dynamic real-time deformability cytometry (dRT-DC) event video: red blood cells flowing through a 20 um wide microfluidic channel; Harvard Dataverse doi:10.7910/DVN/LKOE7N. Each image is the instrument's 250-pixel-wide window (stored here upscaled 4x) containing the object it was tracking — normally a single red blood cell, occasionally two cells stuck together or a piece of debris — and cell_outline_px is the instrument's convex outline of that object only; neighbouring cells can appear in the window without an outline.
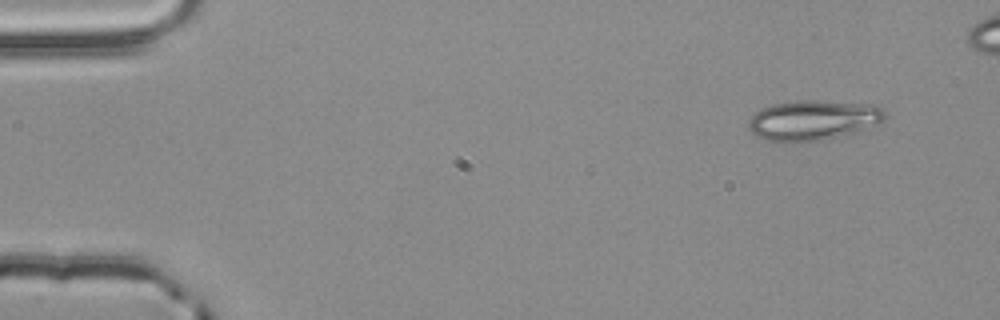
{"species": "common noctule bat (a hibernating species)", "species_latin": "Nyctalus noctula", "temperature_condition": "room temperature", "stored_images_in_passage": 5, "camera_frame_rate_fps": 3000, "um_per_image_px": 0.085, "animal": {"sex": "male", "body_mass_g": 20.4}, "frame": {"image": 1, "passage_image": 1, "time_ms": 0.0, "image_size_px": [1000, 320], "cell_outline_px": [[884, 120], [876, 124], [856, 132], [824, 140], [780, 144], [764, 140], [756, 136], [748, 128], [748, 120], [760, 108], [772, 104], [796, 100], [812, 100], [868, 104], [884, 108]], "centroid_in_image_um": [69.04, 10.24], "position_along_channel_um": 16.0, "area_um2": 32.31}}
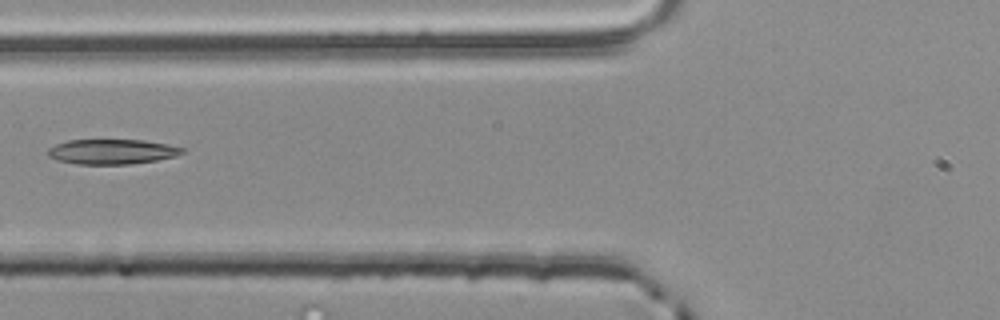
{"frame": {"image": 2, "passage_image": 5, "time_ms": 1.333, "image_size_px": [1000, 320], "cell_outline_px": [[184, 152], [176, 156], [156, 160], [128, 164], [76, 164], [60, 160], [48, 156], [48, 148], [56, 144], [68, 140], [144, 140], [168, 144], [184, 148]], "centroid_in_image_um": [9.53, 12.88], "position_along_channel_um": 116.3, "area_um2": 19.42}}